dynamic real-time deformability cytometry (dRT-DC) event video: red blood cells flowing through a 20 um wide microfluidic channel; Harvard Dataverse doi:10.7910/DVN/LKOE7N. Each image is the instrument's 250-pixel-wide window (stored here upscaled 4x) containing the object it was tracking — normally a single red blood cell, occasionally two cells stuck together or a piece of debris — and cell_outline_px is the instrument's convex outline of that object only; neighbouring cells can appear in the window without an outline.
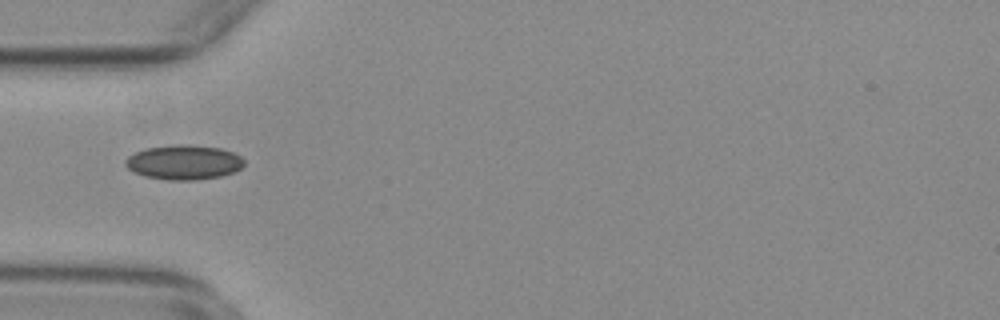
{"species": "common noctule bat (a hibernating species)", "species_latin": "Nyctalus noctula", "temperature_condition": "warm", "stored_images_in_passage": 7, "camera_frame_rate_fps": 3000, "um_per_image_px": 0.085, "animal": {"sex": "female", "body_mass_g": 29.2, "forearm_length_mm": 56.3}, "frame": {"image": 1, "passage_image": 1, "time_ms": 0.0, "image_size_px": [1000, 320], "cell_outline_px": [[244, 164], [240, 168], [232, 172], [220, 176], [196, 180], [168, 180], [144, 176], [132, 172], [124, 164], [124, 160], [128, 156], [136, 152], [148, 148], [176, 144], [188, 144], [220, 148], [232, 152], [240, 156], [244, 160]], "centroid_in_image_um": [15.6, 13.79], "position_along_channel_um": 69.4, "area_um2": 23.93}}